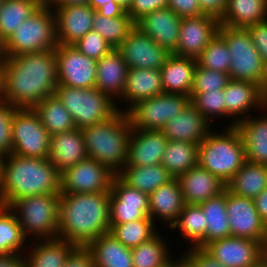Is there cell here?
Wrapping results in <instances>:
<instances>
[{"instance_id": "cell-30", "label": "cell", "mask_w": 267, "mask_h": 267, "mask_svg": "<svg viewBox=\"0 0 267 267\" xmlns=\"http://www.w3.org/2000/svg\"><path fill=\"white\" fill-rule=\"evenodd\" d=\"M263 112L261 116L238 122L235 127L242 137L246 160L267 165V107Z\"/></svg>"}, {"instance_id": "cell-58", "label": "cell", "mask_w": 267, "mask_h": 267, "mask_svg": "<svg viewBox=\"0 0 267 267\" xmlns=\"http://www.w3.org/2000/svg\"><path fill=\"white\" fill-rule=\"evenodd\" d=\"M0 267H25L24 255L9 254L0 258Z\"/></svg>"}, {"instance_id": "cell-7", "label": "cell", "mask_w": 267, "mask_h": 267, "mask_svg": "<svg viewBox=\"0 0 267 267\" xmlns=\"http://www.w3.org/2000/svg\"><path fill=\"white\" fill-rule=\"evenodd\" d=\"M218 33L230 52V79L255 83L267 93V66L247 29L220 25Z\"/></svg>"}, {"instance_id": "cell-60", "label": "cell", "mask_w": 267, "mask_h": 267, "mask_svg": "<svg viewBox=\"0 0 267 267\" xmlns=\"http://www.w3.org/2000/svg\"><path fill=\"white\" fill-rule=\"evenodd\" d=\"M176 267H194L192 263L182 254L176 259Z\"/></svg>"}, {"instance_id": "cell-51", "label": "cell", "mask_w": 267, "mask_h": 267, "mask_svg": "<svg viewBox=\"0 0 267 267\" xmlns=\"http://www.w3.org/2000/svg\"><path fill=\"white\" fill-rule=\"evenodd\" d=\"M246 29L250 33L254 46L264 64L267 66V20L250 25Z\"/></svg>"}, {"instance_id": "cell-25", "label": "cell", "mask_w": 267, "mask_h": 267, "mask_svg": "<svg viewBox=\"0 0 267 267\" xmlns=\"http://www.w3.org/2000/svg\"><path fill=\"white\" fill-rule=\"evenodd\" d=\"M88 158L81 129L51 135L49 160L60 172Z\"/></svg>"}, {"instance_id": "cell-39", "label": "cell", "mask_w": 267, "mask_h": 267, "mask_svg": "<svg viewBox=\"0 0 267 267\" xmlns=\"http://www.w3.org/2000/svg\"><path fill=\"white\" fill-rule=\"evenodd\" d=\"M206 228L203 210L197 204H185L177 221L171 226V229L179 230L191 248L204 247Z\"/></svg>"}, {"instance_id": "cell-33", "label": "cell", "mask_w": 267, "mask_h": 267, "mask_svg": "<svg viewBox=\"0 0 267 267\" xmlns=\"http://www.w3.org/2000/svg\"><path fill=\"white\" fill-rule=\"evenodd\" d=\"M116 175L128 186L147 195L173 179L162 164L124 166Z\"/></svg>"}, {"instance_id": "cell-46", "label": "cell", "mask_w": 267, "mask_h": 267, "mask_svg": "<svg viewBox=\"0 0 267 267\" xmlns=\"http://www.w3.org/2000/svg\"><path fill=\"white\" fill-rule=\"evenodd\" d=\"M191 104L200 111L211 124L219 116H225V99L222 91H209L201 94H191Z\"/></svg>"}, {"instance_id": "cell-1", "label": "cell", "mask_w": 267, "mask_h": 267, "mask_svg": "<svg viewBox=\"0 0 267 267\" xmlns=\"http://www.w3.org/2000/svg\"><path fill=\"white\" fill-rule=\"evenodd\" d=\"M1 100L15 108L33 109L55 95L58 85L55 49L2 57Z\"/></svg>"}, {"instance_id": "cell-68", "label": "cell", "mask_w": 267, "mask_h": 267, "mask_svg": "<svg viewBox=\"0 0 267 267\" xmlns=\"http://www.w3.org/2000/svg\"><path fill=\"white\" fill-rule=\"evenodd\" d=\"M3 2H4V0H0V9L2 7Z\"/></svg>"}, {"instance_id": "cell-40", "label": "cell", "mask_w": 267, "mask_h": 267, "mask_svg": "<svg viewBox=\"0 0 267 267\" xmlns=\"http://www.w3.org/2000/svg\"><path fill=\"white\" fill-rule=\"evenodd\" d=\"M40 7L34 0H4L0 9V44L3 45Z\"/></svg>"}, {"instance_id": "cell-18", "label": "cell", "mask_w": 267, "mask_h": 267, "mask_svg": "<svg viewBox=\"0 0 267 267\" xmlns=\"http://www.w3.org/2000/svg\"><path fill=\"white\" fill-rule=\"evenodd\" d=\"M219 27V20L207 14L182 18L178 46L173 54L196 59L218 33Z\"/></svg>"}, {"instance_id": "cell-3", "label": "cell", "mask_w": 267, "mask_h": 267, "mask_svg": "<svg viewBox=\"0 0 267 267\" xmlns=\"http://www.w3.org/2000/svg\"><path fill=\"white\" fill-rule=\"evenodd\" d=\"M41 194H61V173L49 159L2 156L0 205L10 207L20 198Z\"/></svg>"}, {"instance_id": "cell-37", "label": "cell", "mask_w": 267, "mask_h": 267, "mask_svg": "<svg viewBox=\"0 0 267 267\" xmlns=\"http://www.w3.org/2000/svg\"><path fill=\"white\" fill-rule=\"evenodd\" d=\"M161 164L178 178L198 165V145L185 141L168 140Z\"/></svg>"}, {"instance_id": "cell-42", "label": "cell", "mask_w": 267, "mask_h": 267, "mask_svg": "<svg viewBox=\"0 0 267 267\" xmlns=\"http://www.w3.org/2000/svg\"><path fill=\"white\" fill-rule=\"evenodd\" d=\"M134 28L135 22L127 13L107 18L96 11L93 18L92 30L105 39L113 49L122 44Z\"/></svg>"}, {"instance_id": "cell-9", "label": "cell", "mask_w": 267, "mask_h": 267, "mask_svg": "<svg viewBox=\"0 0 267 267\" xmlns=\"http://www.w3.org/2000/svg\"><path fill=\"white\" fill-rule=\"evenodd\" d=\"M19 26L2 45V57L18 56L57 47L55 13L51 7L41 6Z\"/></svg>"}, {"instance_id": "cell-36", "label": "cell", "mask_w": 267, "mask_h": 267, "mask_svg": "<svg viewBox=\"0 0 267 267\" xmlns=\"http://www.w3.org/2000/svg\"><path fill=\"white\" fill-rule=\"evenodd\" d=\"M207 223L204 246L213 240L230 237L229 219L226 210V189L220 195L199 204Z\"/></svg>"}, {"instance_id": "cell-20", "label": "cell", "mask_w": 267, "mask_h": 267, "mask_svg": "<svg viewBox=\"0 0 267 267\" xmlns=\"http://www.w3.org/2000/svg\"><path fill=\"white\" fill-rule=\"evenodd\" d=\"M51 8L55 13L57 44L73 45L92 30L96 11L89 4Z\"/></svg>"}, {"instance_id": "cell-61", "label": "cell", "mask_w": 267, "mask_h": 267, "mask_svg": "<svg viewBox=\"0 0 267 267\" xmlns=\"http://www.w3.org/2000/svg\"><path fill=\"white\" fill-rule=\"evenodd\" d=\"M115 1L121 6V8H123L127 12L133 0H115Z\"/></svg>"}, {"instance_id": "cell-54", "label": "cell", "mask_w": 267, "mask_h": 267, "mask_svg": "<svg viewBox=\"0 0 267 267\" xmlns=\"http://www.w3.org/2000/svg\"><path fill=\"white\" fill-rule=\"evenodd\" d=\"M89 6L104 17L123 16L126 11L115 0H89Z\"/></svg>"}, {"instance_id": "cell-23", "label": "cell", "mask_w": 267, "mask_h": 267, "mask_svg": "<svg viewBox=\"0 0 267 267\" xmlns=\"http://www.w3.org/2000/svg\"><path fill=\"white\" fill-rule=\"evenodd\" d=\"M185 204H201L226 189L219 177L197 165L178 177Z\"/></svg>"}, {"instance_id": "cell-26", "label": "cell", "mask_w": 267, "mask_h": 267, "mask_svg": "<svg viewBox=\"0 0 267 267\" xmlns=\"http://www.w3.org/2000/svg\"><path fill=\"white\" fill-rule=\"evenodd\" d=\"M163 83L159 69L132 68L128 70L126 86L120 98L124 107L118 106V111L126 112L132 105L141 100L163 94ZM122 108V109H121Z\"/></svg>"}, {"instance_id": "cell-53", "label": "cell", "mask_w": 267, "mask_h": 267, "mask_svg": "<svg viewBox=\"0 0 267 267\" xmlns=\"http://www.w3.org/2000/svg\"><path fill=\"white\" fill-rule=\"evenodd\" d=\"M187 250L183 253V255L192 263L194 267H224L203 248L187 247Z\"/></svg>"}, {"instance_id": "cell-17", "label": "cell", "mask_w": 267, "mask_h": 267, "mask_svg": "<svg viewBox=\"0 0 267 267\" xmlns=\"http://www.w3.org/2000/svg\"><path fill=\"white\" fill-rule=\"evenodd\" d=\"M110 224L151 219L149 195L125 184L117 175L111 183Z\"/></svg>"}, {"instance_id": "cell-45", "label": "cell", "mask_w": 267, "mask_h": 267, "mask_svg": "<svg viewBox=\"0 0 267 267\" xmlns=\"http://www.w3.org/2000/svg\"><path fill=\"white\" fill-rule=\"evenodd\" d=\"M196 61L200 67L229 74L231 58L224 38L217 33Z\"/></svg>"}, {"instance_id": "cell-15", "label": "cell", "mask_w": 267, "mask_h": 267, "mask_svg": "<svg viewBox=\"0 0 267 267\" xmlns=\"http://www.w3.org/2000/svg\"><path fill=\"white\" fill-rule=\"evenodd\" d=\"M223 92L225 117L232 119V122L226 124L227 127H234L238 122L251 117L252 113L249 112L253 109L262 112L267 107V93L255 83L230 79Z\"/></svg>"}, {"instance_id": "cell-41", "label": "cell", "mask_w": 267, "mask_h": 267, "mask_svg": "<svg viewBox=\"0 0 267 267\" xmlns=\"http://www.w3.org/2000/svg\"><path fill=\"white\" fill-rule=\"evenodd\" d=\"M26 240L15 213L0 205V258L9 254L24 255Z\"/></svg>"}, {"instance_id": "cell-66", "label": "cell", "mask_w": 267, "mask_h": 267, "mask_svg": "<svg viewBox=\"0 0 267 267\" xmlns=\"http://www.w3.org/2000/svg\"><path fill=\"white\" fill-rule=\"evenodd\" d=\"M0 100H1V63H0Z\"/></svg>"}, {"instance_id": "cell-13", "label": "cell", "mask_w": 267, "mask_h": 267, "mask_svg": "<svg viewBox=\"0 0 267 267\" xmlns=\"http://www.w3.org/2000/svg\"><path fill=\"white\" fill-rule=\"evenodd\" d=\"M115 175L106 165L86 158L61 173V193L110 191Z\"/></svg>"}, {"instance_id": "cell-56", "label": "cell", "mask_w": 267, "mask_h": 267, "mask_svg": "<svg viewBox=\"0 0 267 267\" xmlns=\"http://www.w3.org/2000/svg\"><path fill=\"white\" fill-rule=\"evenodd\" d=\"M203 14L214 16L218 20L223 16L228 0H198Z\"/></svg>"}, {"instance_id": "cell-29", "label": "cell", "mask_w": 267, "mask_h": 267, "mask_svg": "<svg viewBox=\"0 0 267 267\" xmlns=\"http://www.w3.org/2000/svg\"><path fill=\"white\" fill-rule=\"evenodd\" d=\"M196 66L195 58L171 54L160 69L164 93L190 96Z\"/></svg>"}, {"instance_id": "cell-16", "label": "cell", "mask_w": 267, "mask_h": 267, "mask_svg": "<svg viewBox=\"0 0 267 267\" xmlns=\"http://www.w3.org/2000/svg\"><path fill=\"white\" fill-rule=\"evenodd\" d=\"M203 249L224 267H252L264 257L261 242L233 236L213 240Z\"/></svg>"}, {"instance_id": "cell-43", "label": "cell", "mask_w": 267, "mask_h": 267, "mask_svg": "<svg viewBox=\"0 0 267 267\" xmlns=\"http://www.w3.org/2000/svg\"><path fill=\"white\" fill-rule=\"evenodd\" d=\"M168 242L157 233L150 240L132 248L134 267H162L172 259Z\"/></svg>"}, {"instance_id": "cell-27", "label": "cell", "mask_w": 267, "mask_h": 267, "mask_svg": "<svg viewBox=\"0 0 267 267\" xmlns=\"http://www.w3.org/2000/svg\"><path fill=\"white\" fill-rule=\"evenodd\" d=\"M128 66L117 49H112L97 60V78L95 87L108 95L113 101L119 102L126 86Z\"/></svg>"}, {"instance_id": "cell-57", "label": "cell", "mask_w": 267, "mask_h": 267, "mask_svg": "<svg viewBox=\"0 0 267 267\" xmlns=\"http://www.w3.org/2000/svg\"><path fill=\"white\" fill-rule=\"evenodd\" d=\"M253 200L261 220L267 226V188L264 189Z\"/></svg>"}, {"instance_id": "cell-63", "label": "cell", "mask_w": 267, "mask_h": 267, "mask_svg": "<svg viewBox=\"0 0 267 267\" xmlns=\"http://www.w3.org/2000/svg\"><path fill=\"white\" fill-rule=\"evenodd\" d=\"M252 267H267V259L263 257L256 265Z\"/></svg>"}, {"instance_id": "cell-47", "label": "cell", "mask_w": 267, "mask_h": 267, "mask_svg": "<svg viewBox=\"0 0 267 267\" xmlns=\"http://www.w3.org/2000/svg\"><path fill=\"white\" fill-rule=\"evenodd\" d=\"M230 81L228 73L196 66L191 94H201L209 91H222Z\"/></svg>"}, {"instance_id": "cell-59", "label": "cell", "mask_w": 267, "mask_h": 267, "mask_svg": "<svg viewBox=\"0 0 267 267\" xmlns=\"http://www.w3.org/2000/svg\"><path fill=\"white\" fill-rule=\"evenodd\" d=\"M89 0H54L50 7H62L67 5L88 4Z\"/></svg>"}, {"instance_id": "cell-21", "label": "cell", "mask_w": 267, "mask_h": 267, "mask_svg": "<svg viewBox=\"0 0 267 267\" xmlns=\"http://www.w3.org/2000/svg\"><path fill=\"white\" fill-rule=\"evenodd\" d=\"M182 17L168 7L147 13L135 22V26L159 46L173 54L178 46Z\"/></svg>"}, {"instance_id": "cell-67", "label": "cell", "mask_w": 267, "mask_h": 267, "mask_svg": "<svg viewBox=\"0 0 267 267\" xmlns=\"http://www.w3.org/2000/svg\"><path fill=\"white\" fill-rule=\"evenodd\" d=\"M2 60V45L0 44V62Z\"/></svg>"}, {"instance_id": "cell-52", "label": "cell", "mask_w": 267, "mask_h": 267, "mask_svg": "<svg viewBox=\"0 0 267 267\" xmlns=\"http://www.w3.org/2000/svg\"><path fill=\"white\" fill-rule=\"evenodd\" d=\"M167 7L182 18L203 15L198 0H168Z\"/></svg>"}, {"instance_id": "cell-22", "label": "cell", "mask_w": 267, "mask_h": 267, "mask_svg": "<svg viewBox=\"0 0 267 267\" xmlns=\"http://www.w3.org/2000/svg\"><path fill=\"white\" fill-rule=\"evenodd\" d=\"M167 143L168 139L162 131L132 129L125 166L161 164Z\"/></svg>"}, {"instance_id": "cell-69", "label": "cell", "mask_w": 267, "mask_h": 267, "mask_svg": "<svg viewBox=\"0 0 267 267\" xmlns=\"http://www.w3.org/2000/svg\"><path fill=\"white\" fill-rule=\"evenodd\" d=\"M1 159H2V156H0V173H1Z\"/></svg>"}, {"instance_id": "cell-49", "label": "cell", "mask_w": 267, "mask_h": 267, "mask_svg": "<svg viewBox=\"0 0 267 267\" xmlns=\"http://www.w3.org/2000/svg\"><path fill=\"white\" fill-rule=\"evenodd\" d=\"M17 108L0 100V156L8 155L12 149V117Z\"/></svg>"}, {"instance_id": "cell-4", "label": "cell", "mask_w": 267, "mask_h": 267, "mask_svg": "<svg viewBox=\"0 0 267 267\" xmlns=\"http://www.w3.org/2000/svg\"><path fill=\"white\" fill-rule=\"evenodd\" d=\"M132 129L126 112L122 111L103 123L81 129L88 158L117 174L127 164Z\"/></svg>"}, {"instance_id": "cell-48", "label": "cell", "mask_w": 267, "mask_h": 267, "mask_svg": "<svg viewBox=\"0 0 267 267\" xmlns=\"http://www.w3.org/2000/svg\"><path fill=\"white\" fill-rule=\"evenodd\" d=\"M73 46L82 54L94 60H99L108 54L113 48L96 31L90 30L83 38Z\"/></svg>"}, {"instance_id": "cell-35", "label": "cell", "mask_w": 267, "mask_h": 267, "mask_svg": "<svg viewBox=\"0 0 267 267\" xmlns=\"http://www.w3.org/2000/svg\"><path fill=\"white\" fill-rule=\"evenodd\" d=\"M267 20V0H228L220 25L247 28Z\"/></svg>"}, {"instance_id": "cell-2", "label": "cell", "mask_w": 267, "mask_h": 267, "mask_svg": "<svg viewBox=\"0 0 267 267\" xmlns=\"http://www.w3.org/2000/svg\"><path fill=\"white\" fill-rule=\"evenodd\" d=\"M111 191L61 193L57 237L86 247L110 232Z\"/></svg>"}, {"instance_id": "cell-19", "label": "cell", "mask_w": 267, "mask_h": 267, "mask_svg": "<svg viewBox=\"0 0 267 267\" xmlns=\"http://www.w3.org/2000/svg\"><path fill=\"white\" fill-rule=\"evenodd\" d=\"M129 69H161L171 55L162 46L142 33L136 26L116 48Z\"/></svg>"}, {"instance_id": "cell-44", "label": "cell", "mask_w": 267, "mask_h": 267, "mask_svg": "<svg viewBox=\"0 0 267 267\" xmlns=\"http://www.w3.org/2000/svg\"><path fill=\"white\" fill-rule=\"evenodd\" d=\"M157 224L152 219L110 224V232L127 248H135L150 240L158 233Z\"/></svg>"}, {"instance_id": "cell-50", "label": "cell", "mask_w": 267, "mask_h": 267, "mask_svg": "<svg viewBox=\"0 0 267 267\" xmlns=\"http://www.w3.org/2000/svg\"><path fill=\"white\" fill-rule=\"evenodd\" d=\"M167 6L168 0H133L126 13L136 22L145 14L157 9L166 8Z\"/></svg>"}, {"instance_id": "cell-28", "label": "cell", "mask_w": 267, "mask_h": 267, "mask_svg": "<svg viewBox=\"0 0 267 267\" xmlns=\"http://www.w3.org/2000/svg\"><path fill=\"white\" fill-rule=\"evenodd\" d=\"M185 203L178 178L161 185L149 195V217L171 226L177 221ZM155 220L157 222H155Z\"/></svg>"}, {"instance_id": "cell-64", "label": "cell", "mask_w": 267, "mask_h": 267, "mask_svg": "<svg viewBox=\"0 0 267 267\" xmlns=\"http://www.w3.org/2000/svg\"><path fill=\"white\" fill-rule=\"evenodd\" d=\"M175 258L176 257H174L173 259H171L169 262H167L162 267H176V259Z\"/></svg>"}, {"instance_id": "cell-32", "label": "cell", "mask_w": 267, "mask_h": 267, "mask_svg": "<svg viewBox=\"0 0 267 267\" xmlns=\"http://www.w3.org/2000/svg\"><path fill=\"white\" fill-rule=\"evenodd\" d=\"M86 248L92 254L95 267H134L132 250L111 232L92 240Z\"/></svg>"}, {"instance_id": "cell-31", "label": "cell", "mask_w": 267, "mask_h": 267, "mask_svg": "<svg viewBox=\"0 0 267 267\" xmlns=\"http://www.w3.org/2000/svg\"><path fill=\"white\" fill-rule=\"evenodd\" d=\"M33 242L28 253H24L25 267H64L70 254L78 247L58 237Z\"/></svg>"}, {"instance_id": "cell-65", "label": "cell", "mask_w": 267, "mask_h": 267, "mask_svg": "<svg viewBox=\"0 0 267 267\" xmlns=\"http://www.w3.org/2000/svg\"><path fill=\"white\" fill-rule=\"evenodd\" d=\"M263 247H264V258L267 259V236H266V241H265Z\"/></svg>"}, {"instance_id": "cell-6", "label": "cell", "mask_w": 267, "mask_h": 267, "mask_svg": "<svg viewBox=\"0 0 267 267\" xmlns=\"http://www.w3.org/2000/svg\"><path fill=\"white\" fill-rule=\"evenodd\" d=\"M16 215L25 238L54 239L59 225V194H41L20 198L9 207Z\"/></svg>"}, {"instance_id": "cell-12", "label": "cell", "mask_w": 267, "mask_h": 267, "mask_svg": "<svg viewBox=\"0 0 267 267\" xmlns=\"http://www.w3.org/2000/svg\"><path fill=\"white\" fill-rule=\"evenodd\" d=\"M58 85L93 88L97 78V60L82 54L73 45L57 44Z\"/></svg>"}, {"instance_id": "cell-8", "label": "cell", "mask_w": 267, "mask_h": 267, "mask_svg": "<svg viewBox=\"0 0 267 267\" xmlns=\"http://www.w3.org/2000/svg\"><path fill=\"white\" fill-rule=\"evenodd\" d=\"M55 95L70 112L76 128L103 123L118 112V104L108 95L93 88L57 85Z\"/></svg>"}, {"instance_id": "cell-55", "label": "cell", "mask_w": 267, "mask_h": 267, "mask_svg": "<svg viewBox=\"0 0 267 267\" xmlns=\"http://www.w3.org/2000/svg\"><path fill=\"white\" fill-rule=\"evenodd\" d=\"M64 267H95L91 252L86 247H77L68 257Z\"/></svg>"}, {"instance_id": "cell-14", "label": "cell", "mask_w": 267, "mask_h": 267, "mask_svg": "<svg viewBox=\"0 0 267 267\" xmlns=\"http://www.w3.org/2000/svg\"><path fill=\"white\" fill-rule=\"evenodd\" d=\"M226 210L233 237L266 241L267 226L261 220L254 200L232 194L226 189Z\"/></svg>"}, {"instance_id": "cell-24", "label": "cell", "mask_w": 267, "mask_h": 267, "mask_svg": "<svg viewBox=\"0 0 267 267\" xmlns=\"http://www.w3.org/2000/svg\"><path fill=\"white\" fill-rule=\"evenodd\" d=\"M211 123L191 103L161 130L168 140L199 145L213 130Z\"/></svg>"}, {"instance_id": "cell-34", "label": "cell", "mask_w": 267, "mask_h": 267, "mask_svg": "<svg viewBox=\"0 0 267 267\" xmlns=\"http://www.w3.org/2000/svg\"><path fill=\"white\" fill-rule=\"evenodd\" d=\"M267 188V165L245 161L243 166L226 183L234 195L254 199Z\"/></svg>"}, {"instance_id": "cell-11", "label": "cell", "mask_w": 267, "mask_h": 267, "mask_svg": "<svg viewBox=\"0 0 267 267\" xmlns=\"http://www.w3.org/2000/svg\"><path fill=\"white\" fill-rule=\"evenodd\" d=\"M190 103V96L163 93L135 103L126 114L133 129L161 131Z\"/></svg>"}, {"instance_id": "cell-5", "label": "cell", "mask_w": 267, "mask_h": 267, "mask_svg": "<svg viewBox=\"0 0 267 267\" xmlns=\"http://www.w3.org/2000/svg\"><path fill=\"white\" fill-rule=\"evenodd\" d=\"M246 161L245 147L236 127L211 131L198 145V165L227 183Z\"/></svg>"}, {"instance_id": "cell-38", "label": "cell", "mask_w": 267, "mask_h": 267, "mask_svg": "<svg viewBox=\"0 0 267 267\" xmlns=\"http://www.w3.org/2000/svg\"><path fill=\"white\" fill-rule=\"evenodd\" d=\"M33 109L50 135L76 128L70 112L56 95L46 97Z\"/></svg>"}, {"instance_id": "cell-62", "label": "cell", "mask_w": 267, "mask_h": 267, "mask_svg": "<svg viewBox=\"0 0 267 267\" xmlns=\"http://www.w3.org/2000/svg\"><path fill=\"white\" fill-rule=\"evenodd\" d=\"M34 1L37 2L40 6L50 7L54 0H34Z\"/></svg>"}, {"instance_id": "cell-10", "label": "cell", "mask_w": 267, "mask_h": 267, "mask_svg": "<svg viewBox=\"0 0 267 267\" xmlns=\"http://www.w3.org/2000/svg\"><path fill=\"white\" fill-rule=\"evenodd\" d=\"M11 135L12 154L49 159L51 135L34 109L17 108L14 111Z\"/></svg>"}]
</instances>
